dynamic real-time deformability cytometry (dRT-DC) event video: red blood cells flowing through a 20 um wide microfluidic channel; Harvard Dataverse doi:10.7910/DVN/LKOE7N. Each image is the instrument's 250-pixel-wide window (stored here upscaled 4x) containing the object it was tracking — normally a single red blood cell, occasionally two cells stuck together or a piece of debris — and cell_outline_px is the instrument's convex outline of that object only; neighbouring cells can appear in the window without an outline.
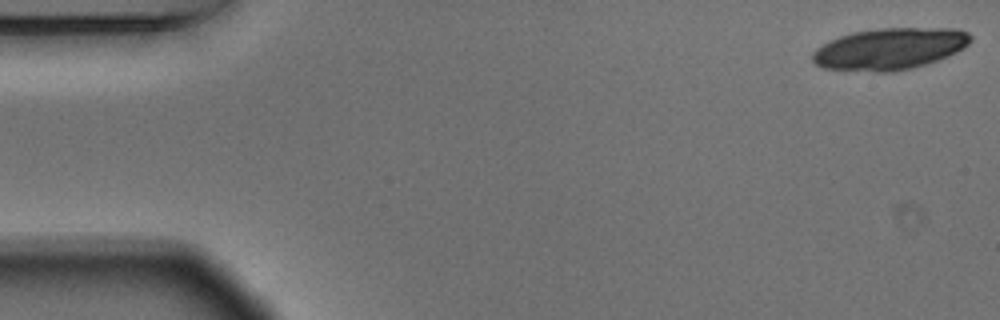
{"species": "Egyptian fruit bat (a non-hibernating species)", "species_latin": "Rousettus aegyptiacus", "temperature_condition": "warm", "stored_images_in_passage": 53, "camera_frame_rate_fps": 3000, "um_per_image_px": 0.085, "animal": {"sex": "male"}, "frame": {"image": 1, "passage_image": 1, "time_ms": 0.0, "image_size_px": [1000, 320], "cell_outline_px": [[972, 40], [968, 44], [956, 52], [948, 56], [924, 64], [892, 72], [880, 72], [824, 68], [816, 64], [812, 60], [812, 52], [816, 48], [840, 36], [852, 32], [880, 28], [956, 28], [968, 32], [972, 36]], "centroid_in_image_um": [75.63, 4.13], "position_along_channel_um": 9.4, "area_um2": 38.09}}
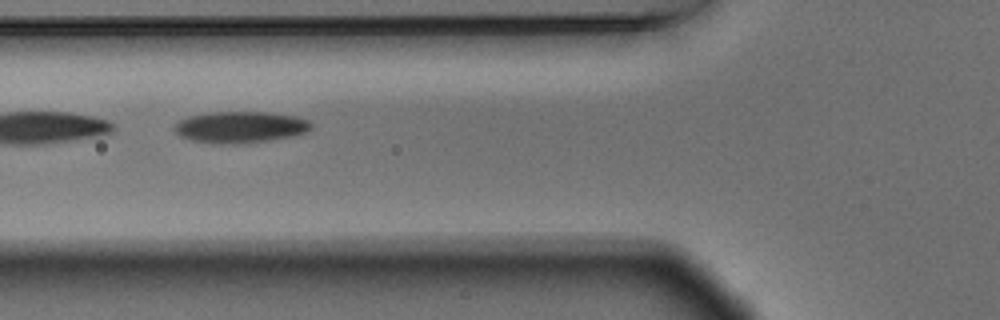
{"frame": {"image": 2, "passage_image": 20, "time_ms": 6.333, "image_size_px": [1000, 320], "cell_outline_px": [[312, 128], [308, 132], [292, 136], [268, 140], [240, 144], [220, 144], [192, 140], [180, 136], [172, 128], [180, 120], [188, 116], [208, 112], [268, 112], [292, 116], [308, 120], [312, 124]], "centroid_in_image_um": [20.41, 10.8], "position_along_channel_um": 105.4, "area_um2": 25.09}}
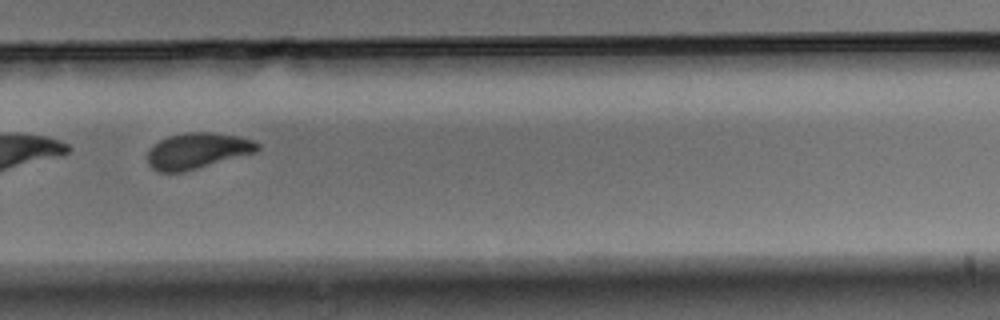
{"frame": {"image": 3, "passage_image": 37, "time_ms": 12.0, "image_size_px": [1000, 320], "cell_outline_px": [[260, 148], [256, 152], [184, 172], [160, 172], [152, 168], [148, 164], [148, 152], [152, 144], [168, 136], [188, 132], [208, 132], [236, 136], [256, 140], [260, 144]], "centroid_in_image_um": [16.78, 12.82], "position_along_channel_um": 313.0, "area_um2": 23.0}, "authors_computed_cell_mechanics": {"area_um2": 24.3916, "velocity_mm_per_s": 3.6644, "shape_relaxation_time_tau1_ms": 3.3794, "shape_relaxation_time_tau2_ms": 3.3332, "deformation_change_tau1": 0.1265, "deformation_change_tau2": 0.0899}}